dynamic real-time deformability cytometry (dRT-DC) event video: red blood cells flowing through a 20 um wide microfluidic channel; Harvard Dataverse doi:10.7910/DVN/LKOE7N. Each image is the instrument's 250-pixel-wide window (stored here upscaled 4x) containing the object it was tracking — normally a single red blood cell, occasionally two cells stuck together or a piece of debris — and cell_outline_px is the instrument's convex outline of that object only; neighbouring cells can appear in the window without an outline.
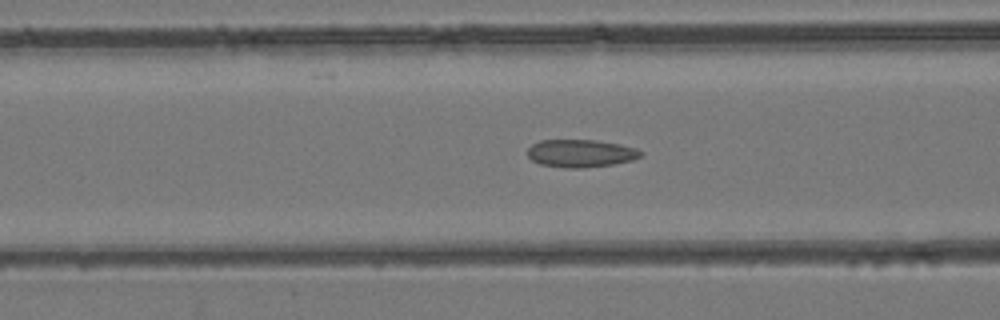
{"species": "common noctule bat (a hibernating species)", "species_latin": "Nyctalus noctula", "temperature_condition": "room temperature", "stored_images_in_passage": 51, "camera_frame_rate_fps": 3000, "um_per_image_px": 0.085, "animal": {"sex": "female", "body_mass_g": 24.6, "forearm_length_mm": 56.2}, "frame": {"image": 1, "passage_image": 21, "time_ms": 6.667, "image_size_px": [1000, 320], "cell_outline_px": [[644, 152], [640, 156], [632, 160], [612, 164], [584, 168], [564, 168], [540, 164], [532, 160], [528, 156], [528, 148], [532, 144], [540, 140], [596, 140], [620, 144], [636, 148]], "centroid_in_image_um": [49.35, 13.03], "position_along_channel_um": 117.2, "area_um2": 18.32}}
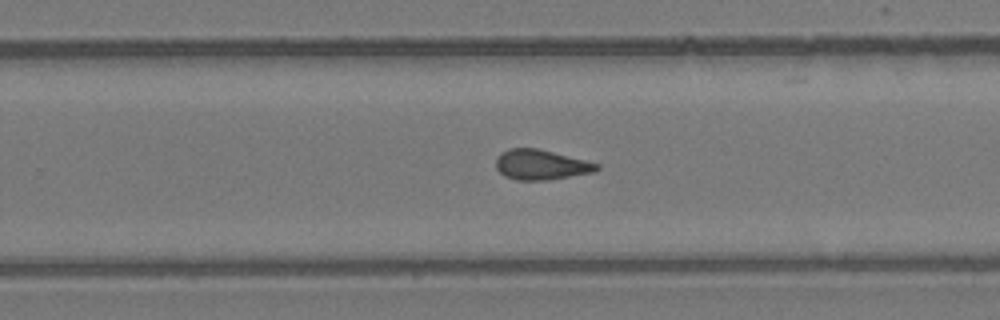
{"frame": {"image": 2, "passage_image": 33, "time_ms": 10.667, "image_size_px": [1000, 320], "cell_outline_px": [[600, 168], [596, 172], [548, 180], [516, 180], [504, 176], [496, 168], [496, 156], [500, 152], [508, 148], [536, 148], [600, 164]], "centroid_in_image_um": [45.96, 14.01], "position_along_channel_um": 283.8, "area_um2": 17.74}}
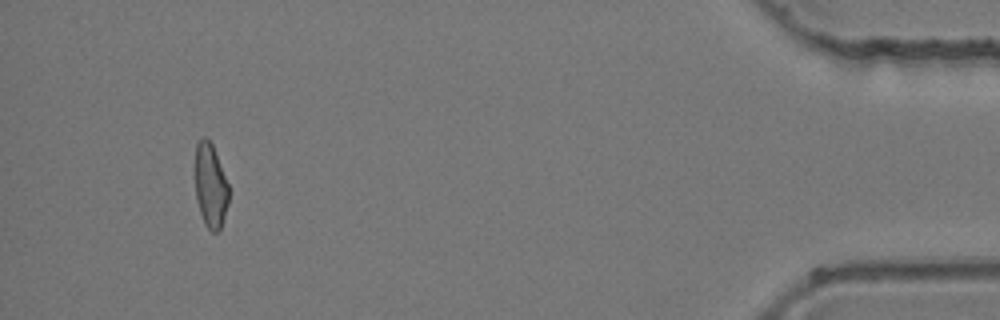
{"frame": {"image": 3, "passage_image": 48, "time_ms": 15.667, "image_size_px": [1000, 320], "cell_outline_px": [[228, 204], [220, 228], [216, 232], [212, 232], [204, 224], [196, 200], [196, 144], [200, 136], [204, 136], [212, 144], [228, 184]], "centroid_in_image_um": [17.88, 15.78], "position_along_channel_um": 417.3, "area_um2": 16.24}}